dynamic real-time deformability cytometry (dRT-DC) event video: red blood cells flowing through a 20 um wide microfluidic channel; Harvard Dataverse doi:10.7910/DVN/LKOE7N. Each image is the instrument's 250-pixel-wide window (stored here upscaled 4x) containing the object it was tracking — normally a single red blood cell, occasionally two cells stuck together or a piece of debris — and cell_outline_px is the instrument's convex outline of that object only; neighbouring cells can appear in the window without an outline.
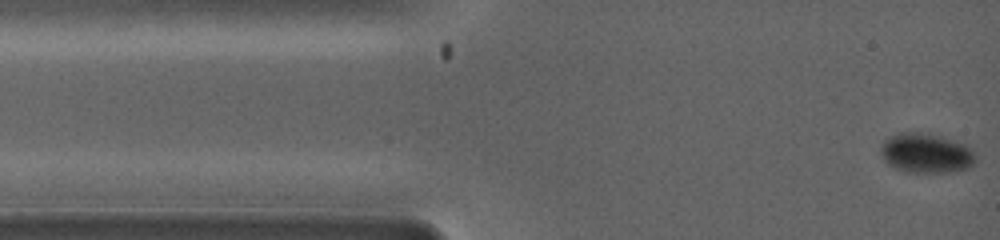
{"species": "common noctule bat (a hibernating species)", "species_latin": "Nyctalus noctula", "temperature_condition": "warm", "stored_images_in_passage": 63, "camera_frame_rate_fps": 5000, "um_per_image_px": 0.085, "animal": {"sex": "female", "body_mass_g": 19.0, "forearm_length_mm": 53.3}, "frame": {"image": 1, "passage_image": 1, "time_ms": 0.0, "image_size_px": [1000, 240], "cell_outline_px": [[976, 160], [968, 168], [948, 172], [904, 172], [888, 164], [884, 160], [880, 152], [880, 148], [884, 140], [888, 136], [900, 132], [928, 132], [968, 144]], "centroid_in_image_um": [78.69, 12.99], "position_along_channel_um": 6.3, "area_um2": 22.2}}
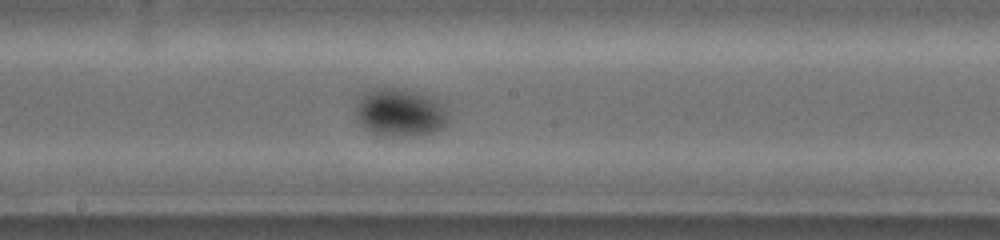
{"frame": {"image": 2, "passage_image": 28, "time_ms": 5.4, "image_size_px": [1000, 240], "cell_outline_px": [[448, 120], [444, 128], [432, 132], [416, 136], [384, 136], [368, 128], [360, 120], [360, 104], [364, 96], [376, 92], [392, 88], [428, 100], [436, 104], [444, 112]], "centroid_in_image_um": [34.06, 9.69], "position_along_channel_um": 214.1, "area_um2": 22.83}}
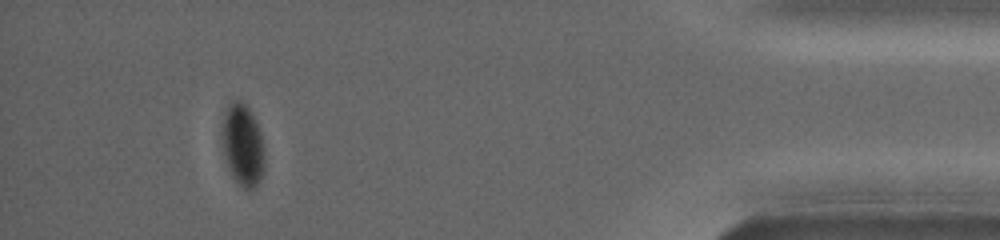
{"frame": {"image": 3, "passage_image": 54, "time_ms": 10.6, "image_size_px": [1000, 240], "cell_outline_px": [[260, 172], [256, 180], [252, 184], [244, 184], [236, 176], [232, 168], [224, 144], [224, 120], [228, 108], [236, 100], [244, 104], [248, 108], [256, 124], [260, 140]], "centroid_in_image_um": [20.6, 12.13], "position_along_channel_um": 414.6, "area_um2": 16.59}}